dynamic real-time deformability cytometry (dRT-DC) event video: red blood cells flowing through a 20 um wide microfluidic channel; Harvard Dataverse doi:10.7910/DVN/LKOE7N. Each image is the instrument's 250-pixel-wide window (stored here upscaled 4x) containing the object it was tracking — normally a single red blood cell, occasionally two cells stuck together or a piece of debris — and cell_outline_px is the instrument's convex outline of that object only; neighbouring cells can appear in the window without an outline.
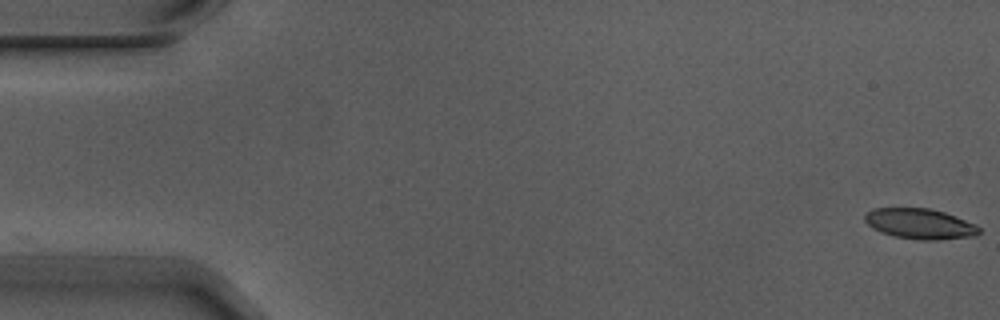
{"species": "Egyptian fruit bat (a non-hibernating species)", "species_latin": "Rousettus aegyptiacus", "temperature_condition": "warm", "stored_images_in_passage": 4, "camera_frame_rate_fps": 3000, "um_per_image_px": 0.085, "animal": {"sex": "male"}, "frame": {"image": 1, "passage_image": 1, "time_ms": 0.0, "image_size_px": [1000, 320], "cell_outline_px": [[980, 232], [976, 236], [936, 240], [920, 240], [892, 236], [880, 232], [872, 228], [864, 220], [864, 216], [872, 208], [928, 208], [944, 212], [976, 224], [980, 228]], "centroid_in_image_um": [78.18, 19.03], "position_along_channel_um": 6.8, "area_um2": 20.35}}